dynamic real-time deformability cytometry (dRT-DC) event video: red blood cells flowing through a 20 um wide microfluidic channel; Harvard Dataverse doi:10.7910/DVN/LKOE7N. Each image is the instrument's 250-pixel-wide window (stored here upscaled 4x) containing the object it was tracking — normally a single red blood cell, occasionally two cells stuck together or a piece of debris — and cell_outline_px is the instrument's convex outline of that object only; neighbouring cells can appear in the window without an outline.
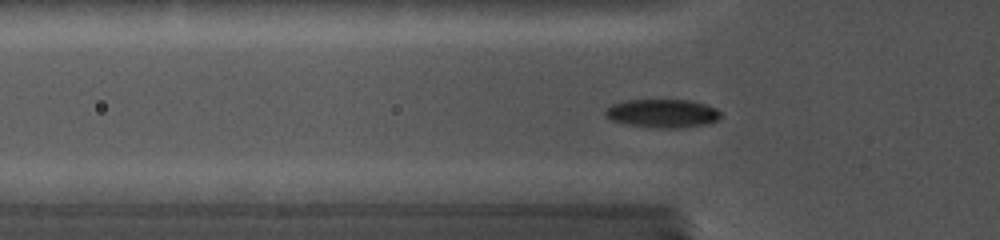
{"species": "common noctule bat (a hibernating species)", "species_latin": "Nyctalus noctula", "temperature_condition": "cold", "stored_images_in_passage": 52, "camera_frame_rate_fps": 5000, "um_per_image_px": 0.085, "animal": {"sex": "female", "body_mass_g": 19.0, "forearm_length_mm": 56.7}, "frame": {"image": 1, "passage_image": 16, "time_ms": 5.6, "image_size_px": [1000, 240], "cell_outline_px": [[720, 116], [716, 120], [708, 124], [680, 128], [652, 128], [624, 124], [612, 120], [604, 112], [612, 104], [624, 100], [688, 100], [704, 104], [716, 108], [720, 112]], "centroid_in_image_um": [56.3, 9.65], "position_along_channel_um": 69.5, "area_um2": 19.13}}
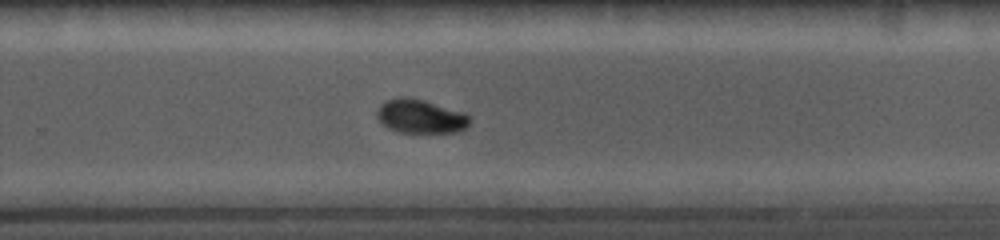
{"frame": {"image": 2, "passage_image": 38, "time_ms": 11.4, "image_size_px": [1000, 240], "cell_outline_px": [[468, 124], [460, 132], [400, 132], [388, 128], [376, 116], [376, 112], [380, 104], [388, 100], [420, 100], [464, 112], [468, 116]], "centroid_in_image_um": [35.75, 9.94], "position_along_channel_um": 294.0, "area_um2": 17.34}}
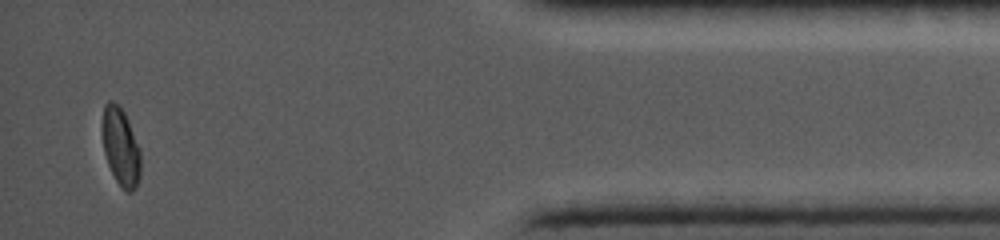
{"frame": {"image": 3, "passage_image": 52, "time_ms": 15.8, "image_size_px": [1000, 240], "cell_outline_px": [[140, 176], [136, 188], [132, 192], [128, 192], [120, 188], [108, 164], [104, 152], [100, 132], [100, 124], [104, 104], [108, 100], [112, 100], [124, 112], [128, 120], [140, 148]], "centroid_in_image_um": [10.23, 12.47], "position_along_channel_um": 425.0, "area_um2": 17.92}}